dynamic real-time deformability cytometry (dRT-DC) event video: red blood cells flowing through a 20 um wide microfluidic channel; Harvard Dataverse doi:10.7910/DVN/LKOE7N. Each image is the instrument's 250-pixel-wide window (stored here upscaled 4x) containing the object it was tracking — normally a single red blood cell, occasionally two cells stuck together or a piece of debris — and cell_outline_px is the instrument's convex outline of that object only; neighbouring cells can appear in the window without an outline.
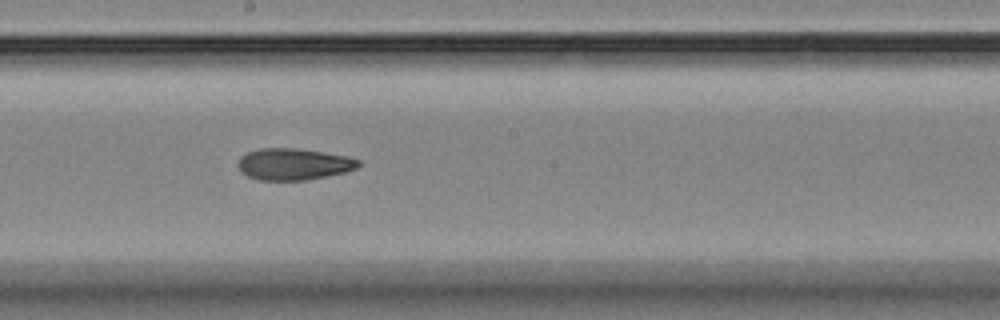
{"species": "Egyptian fruit bat (a non-hibernating species)", "species_latin": "Rousettus aegyptiacus", "temperature_condition": "room temperature", "stored_images_in_passage": 13, "camera_frame_rate_fps": 3000, "um_per_image_px": 0.085, "animal": {"sex": "female"}, "frame": {"image": 1, "passage_image": 10, "time_ms": 10.0, "image_size_px": [1000, 320], "cell_outline_px": [[360, 164], [356, 168], [344, 172], [308, 180], [260, 180], [248, 176], [240, 172], [240, 156], [248, 152], [260, 148], [296, 148], [348, 156], [360, 160]], "centroid_in_image_um": [24.97, 13.95], "position_along_channel_um": 223.2, "area_um2": 22.02}}
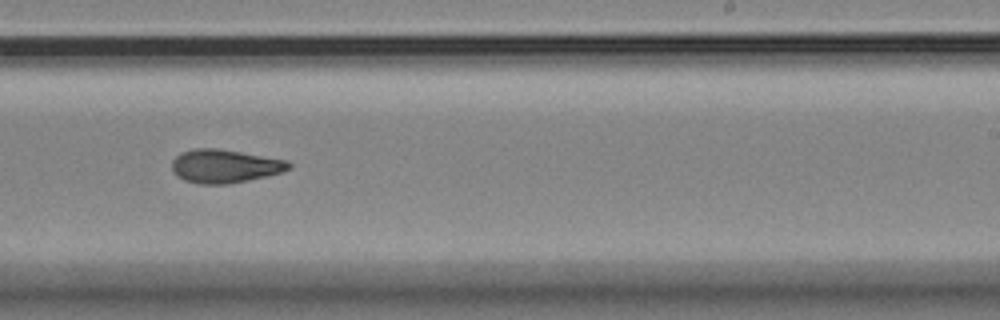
{"frame": {"image": 2, "passage_image": 11, "time_ms": 11.333, "image_size_px": [1000, 320], "cell_outline_px": [[292, 168], [280, 172], [248, 180], [228, 184], [200, 184], [184, 180], [176, 176], [172, 172], [172, 160], [180, 152], [192, 148], [216, 148], [288, 160], [292, 164]], "centroid_in_image_um": [19.06, 14.11], "position_along_channel_um": 269.9, "area_um2": 22.83}}
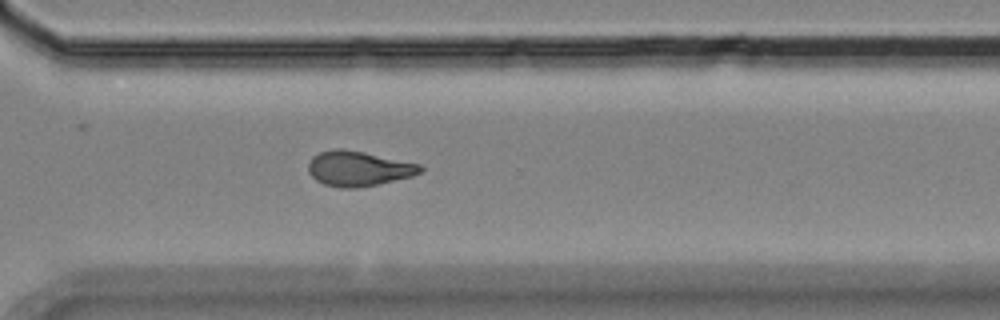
{"frame": {"image": 3, "passage_image": 13, "time_ms": 13.333, "image_size_px": [1000, 320], "cell_outline_px": [[424, 172], [412, 176], [380, 184], [356, 188], [340, 188], [324, 184], [316, 180], [308, 172], [308, 164], [312, 156], [320, 152], [336, 148], [340, 148], [364, 152], [420, 164], [424, 168]], "centroid_in_image_um": [30.48, 14.33], "position_along_channel_um": 340.1, "area_um2": 23.0}}